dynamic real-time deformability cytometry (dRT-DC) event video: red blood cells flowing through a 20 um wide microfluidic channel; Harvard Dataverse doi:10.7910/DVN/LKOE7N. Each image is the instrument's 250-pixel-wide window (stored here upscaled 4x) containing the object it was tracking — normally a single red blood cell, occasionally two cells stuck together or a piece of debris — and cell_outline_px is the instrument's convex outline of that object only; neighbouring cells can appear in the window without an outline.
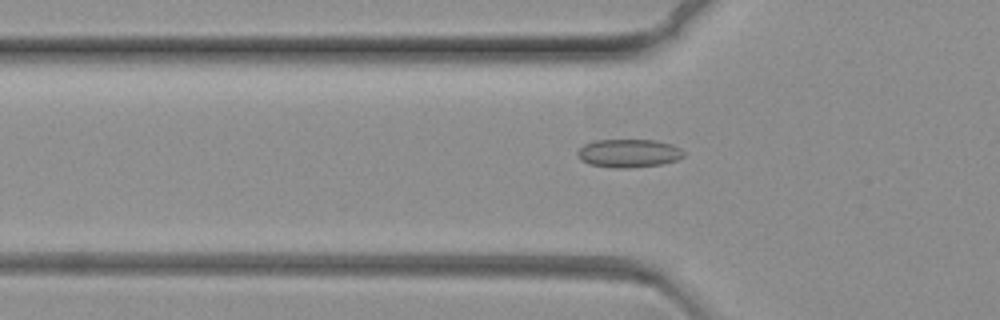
{"species": "common noctule bat (a hibernating species)", "species_latin": "Nyctalus noctula", "temperature_condition": "warm", "stored_images_in_passage": 71, "camera_frame_rate_fps": 3000, "um_per_image_px": 0.085, "animal": {"sex": "female", "body_mass_g": 19.3, "forearm_length_mm": 54.1}, "frame": {"image": 1, "passage_image": 23, "time_ms": 7.333, "image_size_px": [1000, 320], "cell_outline_px": [[684, 156], [676, 160], [664, 164], [624, 168], [616, 168], [588, 164], [580, 160], [576, 152], [584, 144], [592, 140], [656, 140], [672, 144], [680, 148], [684, 152]], "centroid_in_image_um": [53.42, 13.02], "position_along_channel_um": 72.4, "area_um2": 17.63}}
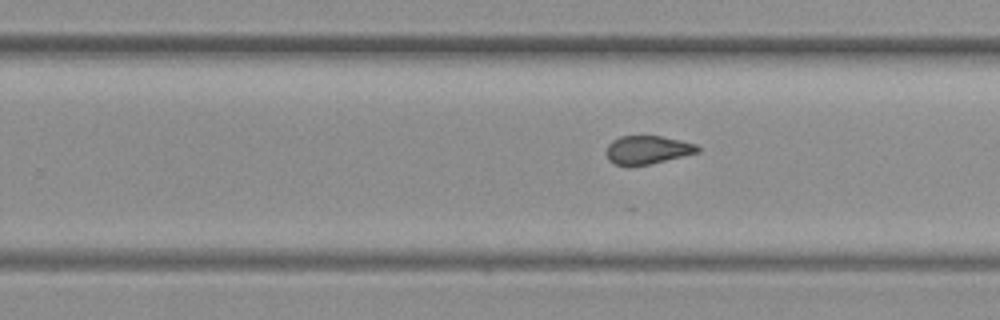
{"frame": {"image": 2, "passage_image": 44, "time_ms": 14.333, "image_size_px": [1000, 320], "cell_outline_px": [[700, 152], [652, 164], [632, 168], [628, 168], [616, 164], [608, 160], [604, 152], [608, 144], [612, 140], [620, 136], [660, 136], [680, 140], [696, 144], [700, 148]], "centroid_in_image_um": [54.99, 12.77], "position_along_channel_um": 274.8, "area_um2": 15.66}}
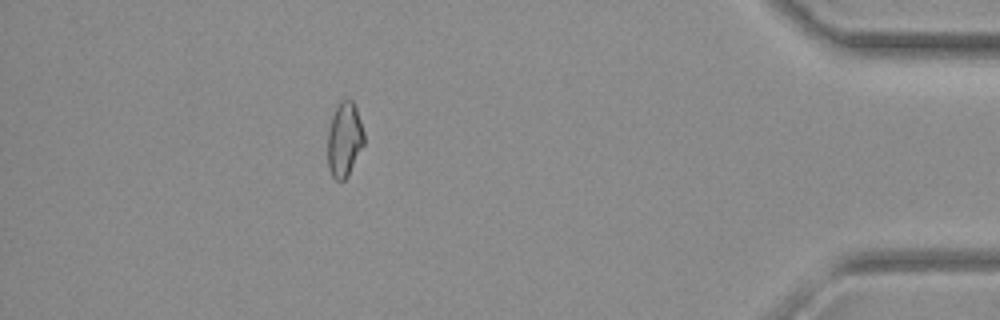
{"frame": {"image": 3, "passage_image": 63, "time_ms": 20.667, "image_size_px": [1000, 320], "cell_outline_px": [[364, 144], [348, 176], [344, 180], [336, 180], [332, 176], [328, 168], [328, 128], [332, 116], [340, 100], [352, 100], [356, 108], [364, 132]], "centroid_in_image_um": [29.27, 11.87], "position_along_channel_um": 405.9, "area_um2": 15.78}}